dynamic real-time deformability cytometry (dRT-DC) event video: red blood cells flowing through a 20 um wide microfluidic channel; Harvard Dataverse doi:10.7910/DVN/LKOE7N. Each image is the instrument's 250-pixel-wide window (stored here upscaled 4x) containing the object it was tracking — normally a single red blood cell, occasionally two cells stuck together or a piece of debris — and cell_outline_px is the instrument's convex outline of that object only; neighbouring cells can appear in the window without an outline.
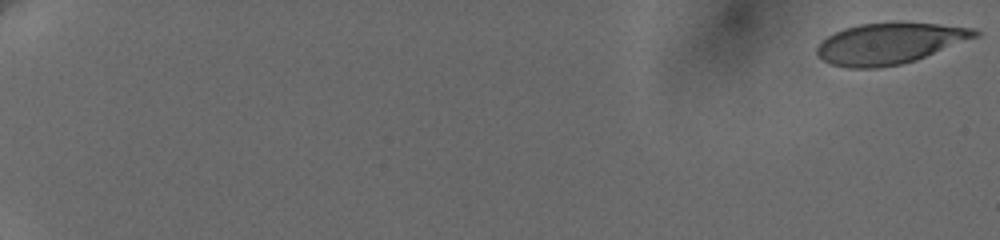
{"species": "human", "species_latin": "Homo sapiens", "temperature_condition": "cold", "stored_images_in_passage": 74, "camera_frame_rate_fps": 3000, "um_per_image_px": 0.085, "donor": {"sex": "female"}, "frame": {"image": 1, "passage_image": 1, "time_ms": 0.0, "image_size_px": [1000, 240], "cell_outline_px": [[980, 36], [916, 60], [900, 64], [880, 68], [848, 68], [832, 64], [816, 56], [816, 48], [820, 40], [844, 28], [860, 24], [940, 24], [976, 28], [980, 32]], "centroid_in_image_um": [75.61, 3.72], "position_along_channel_um": 9.4, "area_um2": 37.51}}
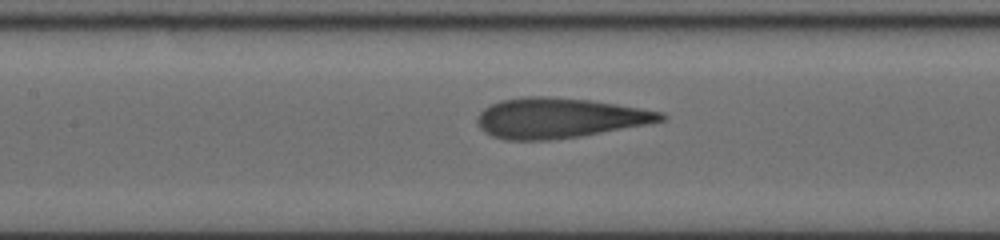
{"frame": {"image": 2, "passage_image": 46, "time_ms": 10.333, "image_size_px": [1000, 240], "cell_outline_px": [[668, 116], [664, 120], [648, 124], [580, 136], [552, 140], [504, 140], [492, 136], [484, 132], [480, 128], [476, 120], [476, 116], [484, 108], [500, 100], [528, 96], [544, 96], [588, 100], [616, 104], [664, 112]], "centroid_in_image_um": [47.51, 10.03], "position_along_channel_um": 159.9, "area_um2": 42.95}}
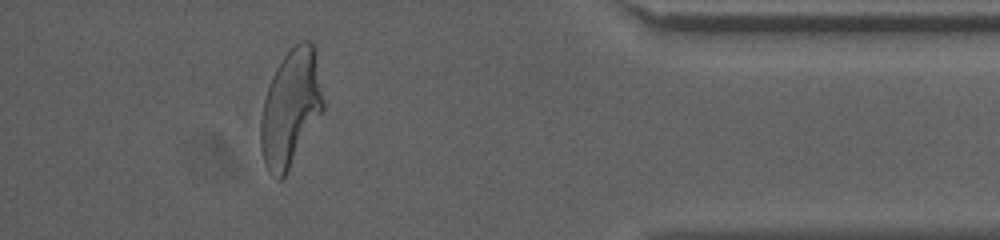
{"frame": {"image": 3, "passage_image": 69, "time_ms": 18.0, "image_size_px": [1000, 240], "cell_outline_px": [[324, 112], [288, 172], [280, 180], [276, 180], [268, 172], [264, 164], [260, 148], [260, 120], [264, 100], [272, 76], [276, 68], [284, 56], [300, 40], [312, 40], [316, 48], [324, 100]], "centroid_in_image_um": [24.73, 9.21], "position_along_channel_um": 410.5, "area_um2": 43.35}, "authors_computed_cell_mechanics": {"area_um2": 41.7027, "velocity_mm_per_s": 3.6598, "shape_relaxation_time_tau1_ms": 5.8318, "shape_relaxation_time_tau2_ms": 0.8343, "deformation_change_tau1": 0.2396, "deformation_change_tau2": 0.0798}}